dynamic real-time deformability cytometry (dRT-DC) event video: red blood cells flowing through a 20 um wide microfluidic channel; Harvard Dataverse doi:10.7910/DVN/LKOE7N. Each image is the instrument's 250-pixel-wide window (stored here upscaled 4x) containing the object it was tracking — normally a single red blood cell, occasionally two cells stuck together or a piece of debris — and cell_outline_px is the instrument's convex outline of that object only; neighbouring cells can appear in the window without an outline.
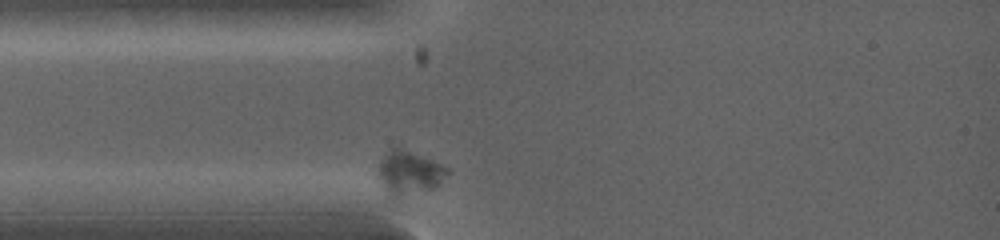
{"species": "common noctule bat (a hibernating species)", "species_latin": "Nyctalus noctula", "temperature_condition": "warm", "stored_images_in_passage": 18, "camera_frame_rate_fps": 5000, "um_per_image_px": 0.085, "animal": {"sex": "female", "body_mass_g": 19.0, "forearm_length_mm": 53.3}, "frame": {"image": 1, "passage_image": 1, "time_ms": 0.0, "image_size_px": [1000, 240], "cell_outline_px": [[448, 172], [436, 188], [396, 196], [384, 184], [380, 176], [380, 168], [388, 152], [396, 144], [440, 164], [448, 168]], "centroid_in_image_um": [34.87, 14.61], "position_along_channel_um": 50.1, "area_um2": 16.42}}
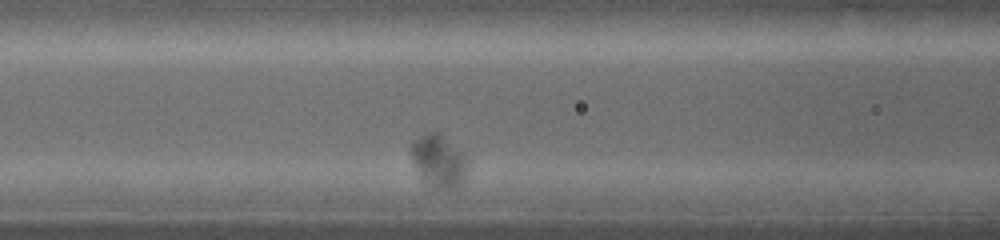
{"frame": {"image": 2, "passage_image": 10, "time_ms": 1.6, "image_size_px": [1000, 240], "cell_outline_px": [[468, 160], [464, 180], [456, 188], [432, 192], [428, 192], [420, 180], [412, 156], [412, 144], [420, 136], [428, 132], [436, 132], [460, 152]], "centroid_in_image_um": [37.25, 13.84], "position_along_channel_um": 129.3, "area_um2": 17.4}}
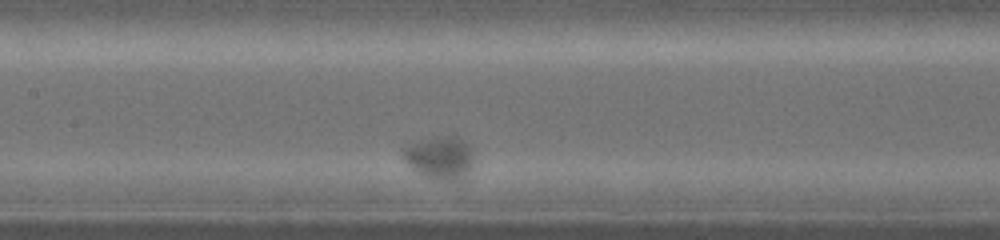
{"frame": {"image": 3, "passage_image": 15, "time_ms": 2.4, "image_size_px": [1000, 240], "cell_outline_px": [[468, 168], [464, 180], [432, 180], [424, 176], [412, 168], [404, 156], [404, 148], [416, 144], [456, 136], [464, 140], [468, 144]], "centroid_in_image_um": [37.38, 13.49], "position_along_channel_um": 170.0, "area_um2": 16.01}}